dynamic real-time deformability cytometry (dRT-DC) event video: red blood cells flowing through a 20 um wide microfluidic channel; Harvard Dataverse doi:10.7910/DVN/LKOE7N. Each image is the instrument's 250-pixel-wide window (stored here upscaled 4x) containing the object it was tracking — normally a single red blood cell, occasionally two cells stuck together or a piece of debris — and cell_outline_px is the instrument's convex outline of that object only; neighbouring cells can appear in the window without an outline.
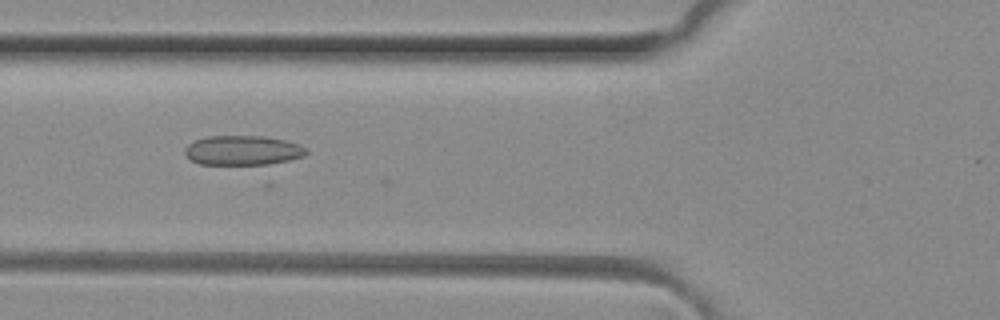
{"species": "common noctule bat (a hibernating species)", "species_latin": "Nyctalus noctula", "temperature_condition": "room temperature", "stored_images_in_passage": 22, "camera_frame_rate_fps": 3000, "um_per_image_px": 0.085, "animal": {"sex": "female", "body_mass_g": 29.2, "forearm_length_mm": 56.3}, "frame": {"image": 1, "passage_image": 13, "time_ms": 4.0, "image_size_px": [1000, 320], "cell_outline_px": [[308, 152], [304, 156], [288, 160], [268, 164], [200, 164], [192, 160], [184, 152], [184, 148], [188, 144], [196, 140], [208, 136], [264, 136], [284, 140], [300, 144], [308, 148]], "centroid_in_image_um": [20.66, 12.77], "position_along_channel_um": 105.1, "area_um2": 20.87}}
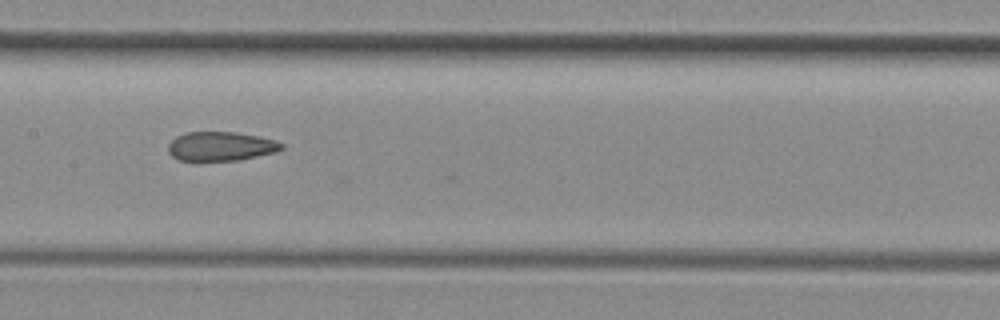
{"frame": {"image": 2, "passage_image": 19, "time_ms": 6.0, "image_size_px": [1000, 320], "cell_outline_px": [[284, 148], [276, 152], [240, 160], [180, 160], [172, 156], [168, 152], [168, 144], [176, 136], [188, 132], [236, 132], [260, 136], [276, 140], [284, 144]], "centroid_in_image_um": [18.8, 12.43], "position_along_channel_um": 188.6, "area_um2": 19.31}}